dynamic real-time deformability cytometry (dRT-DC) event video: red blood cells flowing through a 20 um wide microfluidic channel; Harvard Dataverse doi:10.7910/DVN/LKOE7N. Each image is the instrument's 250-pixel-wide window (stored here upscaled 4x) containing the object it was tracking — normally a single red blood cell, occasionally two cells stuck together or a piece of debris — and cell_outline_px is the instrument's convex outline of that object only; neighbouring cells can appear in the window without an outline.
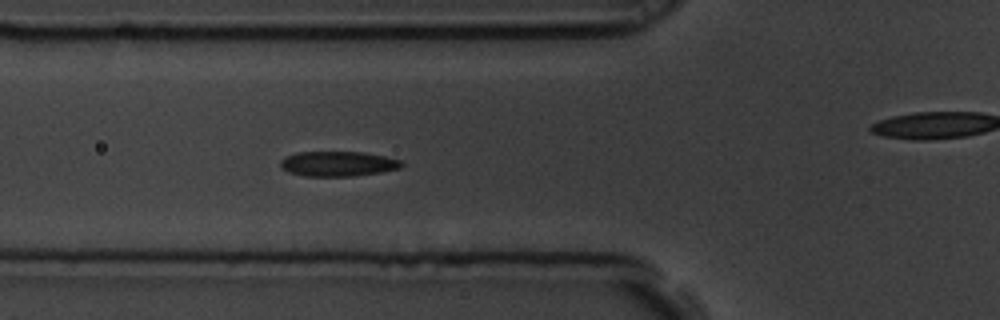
{"species": "common noctule bat (a hibernating species)", "species_latin": "Nyctalus noctula", "temperature_condition": "room temperature", "stored_images_in_passage": 7, "segment_of_instrument_passage": [1, 2], "camera_frame_rate_fps": 3000, "um_per_image_px": 0.085, "animal": {"sex": "male", "body_mass_g": 19.5, "forearm_length_mm": 54.6}, "frame": {"image": 1, "passage_image": 6, "time_ms": 1.667, "image_size_px": [1000, 320], "cell_outline_px": [[404, 164], [400, 168], [380, 172], [352, 176], [304, 176], [288, 172], [280, 164], [280, 160], [284, 156], [296, 152], [364, 152], [404, 160]], "centroid_in_image_um": [28.74, 13.91], "position_along_channel_um": 97.1, "area_um2": 17.74}}